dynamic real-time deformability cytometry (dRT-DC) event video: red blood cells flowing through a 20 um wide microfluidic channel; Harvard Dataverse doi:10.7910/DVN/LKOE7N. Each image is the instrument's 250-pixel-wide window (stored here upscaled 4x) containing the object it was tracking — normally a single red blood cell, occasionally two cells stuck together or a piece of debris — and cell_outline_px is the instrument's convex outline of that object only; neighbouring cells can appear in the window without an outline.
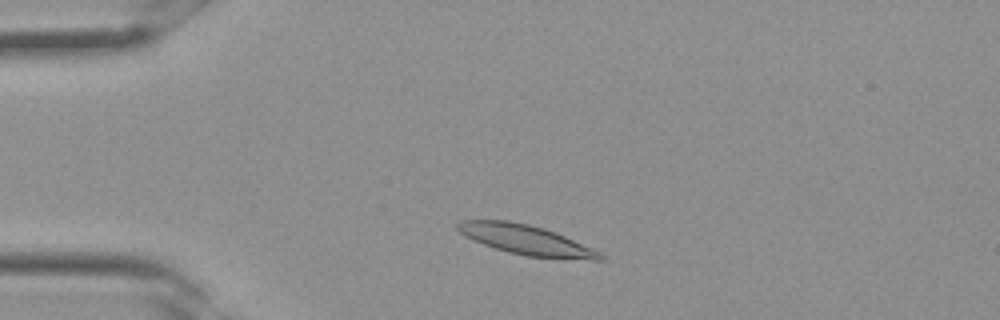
{"species": "Egyptian fruit bat (a non-hibernating species)", "species_latin": "Rousettus aegyptiacus", "temperature_condition": "room temperature", "stored_images_in_passage": 30, "camera_frame_rate_fps": 3000, "um_per_image_px": 0.085, "frame": {"image": 1, "passage_image": 4, "time_ms": 1.0, "image_size_px": [1000, 320], "cell_outline_px": [[604, 260], [592, 260], [528, 256], [508, 252], [484, 244], [464, 236], [456, 228], [456, 224], [460, 220], [508, 220], [528, 224], [544, 228], [564, 236], [600, 252], [604, 256]], "centroid_in_image_um": [44.68, 20.38], "position_along_channel_um": 40.3, "area_um2": 24.39}}
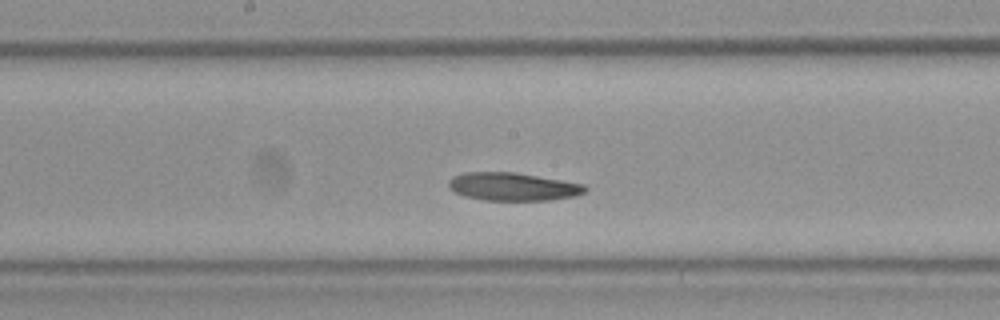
{"frame": {"image": 2, "passage_image": 14, "time_ms": 4.333, "image_size_px": [1000, 320], "cell_outline_px": [[588, 188], [584, 192], [576, 196], [552, 200], [484, 200], [464, 196], [448, 188], [448, 180], [452, 176], [464, 172], [516, 172], [584, 184]], "centroid_in_image_um": [43.58, 15.86], "position_along_channel_um": 204.6, "area_um2": 22.43}}
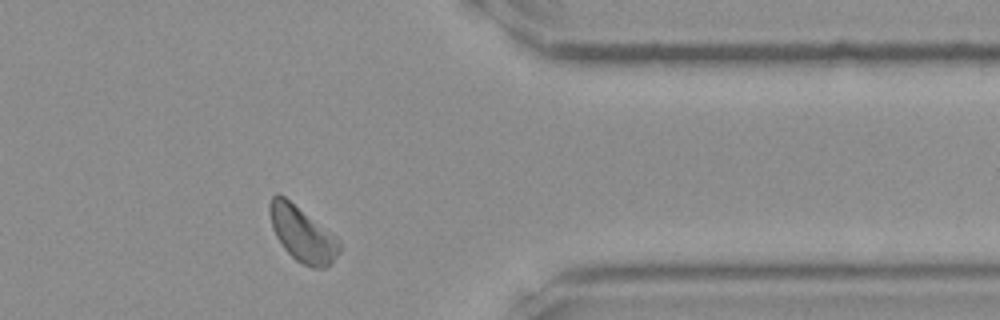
{"frame": {"image": 3, "passage_image": 24, "time_ms": 7.667, "image_size_px": [1000, 320], "cell_outline_px": [[340, 252], [332, 264], [324, 268], [312, 268], [296, 260], [280, 244], [272, 228], [268, 212], [268, 204], [272, 196], [276, 192], [284, 196], [336, 236], [340, 240]], "centroid_in_image_um": [25.69, 19.89], "position_along_channel_um": 385.7, "area_um2": 22.54}}